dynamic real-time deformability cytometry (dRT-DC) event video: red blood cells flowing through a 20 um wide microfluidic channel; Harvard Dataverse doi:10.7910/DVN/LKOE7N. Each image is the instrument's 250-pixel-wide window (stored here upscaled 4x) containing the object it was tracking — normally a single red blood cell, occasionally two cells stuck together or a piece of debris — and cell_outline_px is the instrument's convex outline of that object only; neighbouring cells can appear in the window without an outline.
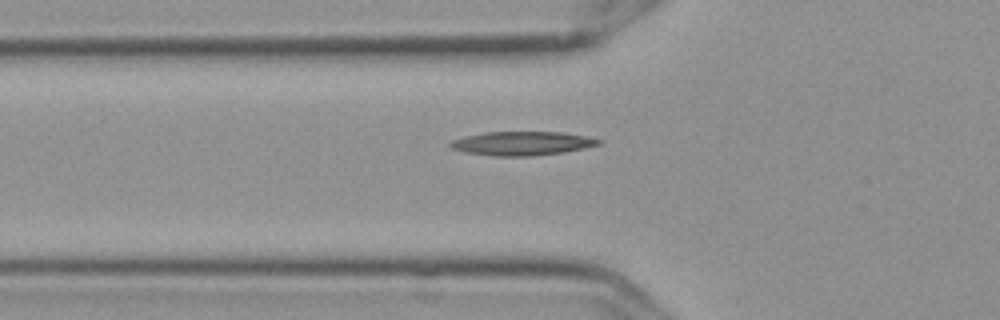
{"species": "Egyptian fruit bat (a non-hibernating species)", "species_latin": "Rousettus aegyptiacus", "temperature_condition": "cold", "stored_images_in_passage": 4, "camera_frame_rate_fps": 3000, "um_per_image_px": 0.085, "frame": {"image": 1, "passage_image": 4, "time_ms": 1.0, "image_size_px": [1000, 320], "cell_outline_px": [[604, 140], [600, 144], [584, 148], [564, 152], [532, 156], [492, 156], [464, 152], [452, 148], [448, 144], [452, 140], [464, 136], [484, 132], [564, 132]], "centroid_in_image_um": [44.36, 12.19], "position_along_channel_um": 81.4, "area_um2": 20.69}}